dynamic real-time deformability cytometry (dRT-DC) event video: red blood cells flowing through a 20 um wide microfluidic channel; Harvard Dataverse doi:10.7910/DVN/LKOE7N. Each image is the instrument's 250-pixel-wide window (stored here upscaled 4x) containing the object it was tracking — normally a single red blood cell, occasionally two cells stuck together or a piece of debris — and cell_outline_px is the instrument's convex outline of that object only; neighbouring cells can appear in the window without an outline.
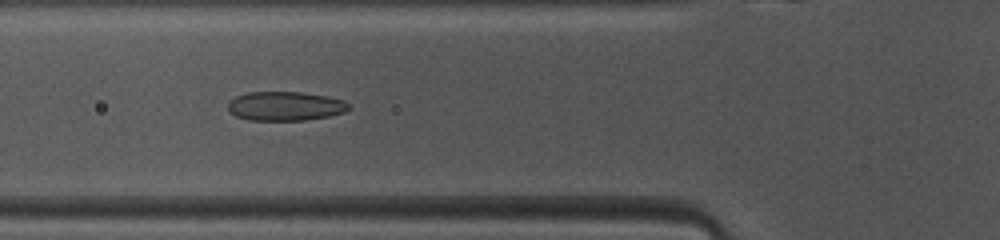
{"species": "common noctule bat (a hibernating species)", "species_latin": "Nyctalus noctula", "temperature_condition": "warm", "stored_images_in_passage": 40, "camera_frame_rate_fps": 3000, "um_per_image_px": 0.085, "animal": {"sex": "female", "body_mass_g": 10.0, "forearm_length_mm": 53.1}, "frame": {"image": 1, "passage_image": 9, "time_ms": 2.667, "image_size_px": [1000, 240], "cell_outline_px": [[348, 108], [344, 112], [328, 116], [304, 120], [248, 120], [236, 116], [228, 108], [228, 100], [236, 96], [248, 92], [304, 92], [344, 100], [348, 104]], "centroid_in_image_um": [24.21, 9.01], "position_along_channel_um": 101.6, "area_um2": 20.35}}
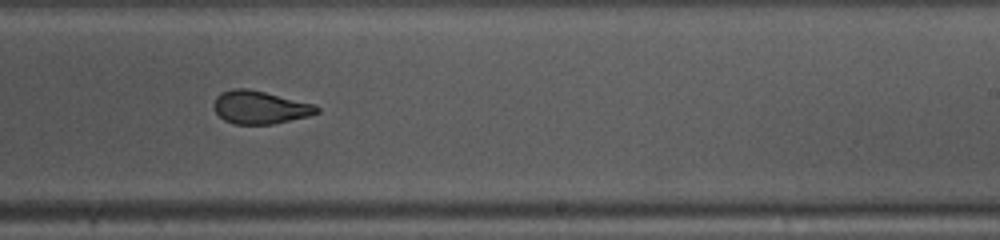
{"frame": {"image": 2, "passage_image": 21, "time_ms": 6.667, "image_size_px": [1000, 240], "cell_outline_px": [[320, 112], [308, 116], [272, 124], [236, 124], [224, 120], [216, 112], [212, 104], [216, 96], [220, 92], [232, 88], [248, 88], [316, 104], [320, 108]], "centroid_in_image_um": [22.09, 9.11], "position_along_channel_um": 266.9, "area_um2": 19.94}}
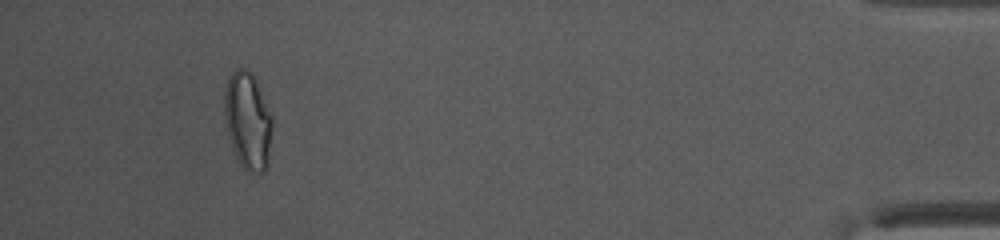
{"frame": {"image": 3, "passage_image": 37, "time_ms": 12.0, "image_size_px": [1000, 240], "cell_outline_px": [[272, 128], [268, 168], [264, 172], [252, 172], [244, 168], [240, 164], [232, 148], [228, 136], [224, 116], [224, 92], [228, 80], [232, 72], [236, 68], [244, 68], [252, 72], [256, 80], [272, 116]], "centroid_in_image_um": [21.07, 10.27], "position_along_channel_um": 414.1, "area_um2": 27.28}, "authors_computed_cell_mechanics": {"area_um2": 20.6635, "velocity_mm_per_s": 4.1145, "shape_relaxation_time_tau1_ms": 11.1511, "shape_relaxation_time_tau2_ms": 1.5116, "deformation_change_tau1": 0.2756, "deformation_change_tau2": 0.0621}}